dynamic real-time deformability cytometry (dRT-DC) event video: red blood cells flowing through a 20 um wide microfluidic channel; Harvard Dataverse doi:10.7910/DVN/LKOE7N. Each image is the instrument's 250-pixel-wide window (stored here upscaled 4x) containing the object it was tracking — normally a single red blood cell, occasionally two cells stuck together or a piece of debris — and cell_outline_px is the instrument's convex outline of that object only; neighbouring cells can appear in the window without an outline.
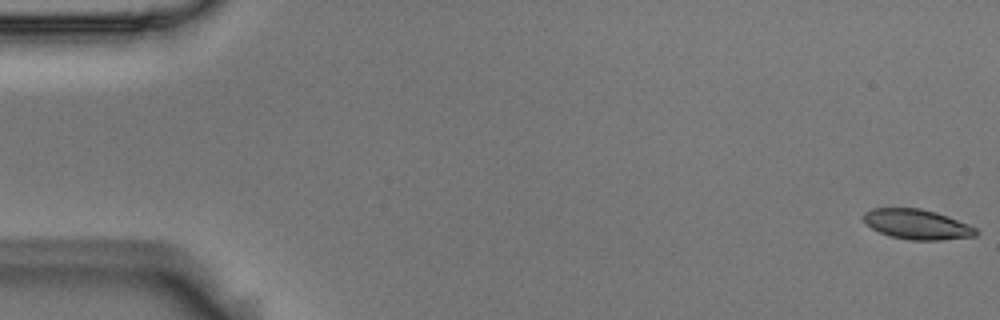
{"species": "Egyptian fruit bat (a non-hibernating species)", "species_latin": "Rousettus aegyptiacus", "temperature_condition": "room temperature", "stored_images_in_passage": 18, "camera_frame_rate_fps": 3000, "um_per_image_px": 0.085, "animal": {"sex": "male"}, "frame": {"image": 1, "passage_image": 1, "time_ms": 0.0, "image_size_px": [1000, 320], "cell_outline_px": [[980, 232], [976, 236], [940, 240], [912, 240], [892, 236], [880, 232], [864, 224], [860, 216], [864, 212], [872, 208], [920, 208], [936, 212], [948, 216], [968, 224], [976, 228]], "centroid_in_image_um": [77.92, 19.06], "position_along_channel_um": 7.1, "area_um2": 19.83}}